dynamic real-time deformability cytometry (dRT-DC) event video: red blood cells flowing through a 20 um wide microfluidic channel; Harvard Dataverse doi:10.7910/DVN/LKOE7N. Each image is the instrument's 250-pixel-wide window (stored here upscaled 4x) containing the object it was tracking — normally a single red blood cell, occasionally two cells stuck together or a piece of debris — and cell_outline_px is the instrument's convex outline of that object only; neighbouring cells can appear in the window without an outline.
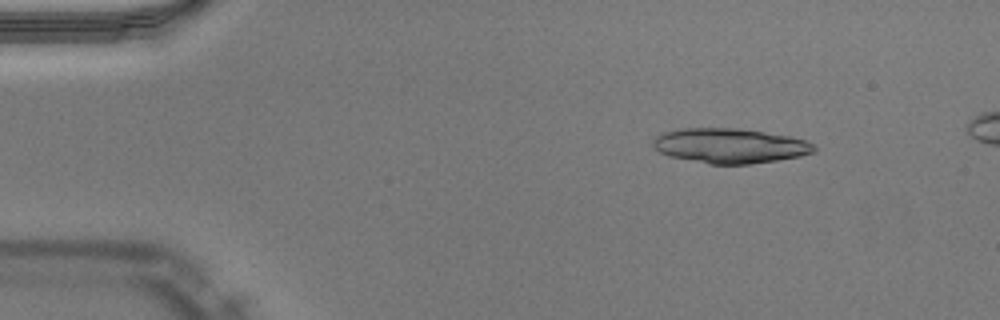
{"species": "Egyptian fruit bat (a non-hibernating species)", "species_latin": "Rousettus aegyptiacus", "temperature_condition": "warm", "stored_images_in_passage": 10, "camera_frame_rate_fps": 3000, "um_per_image_px": 0.085, "animal": {"sex": "male"}, "frame": {"image": 1, "passage_image": 7, "time_ms": 2.0, "image_size_px": [1000, 320], "cell_outline_px": [[816, 152], [800, 156], [752, 164], [708, 164], [668, 156], [660, 152], [652, 144], [652, 140], [656, 136], [664, 132], [680, 128], [740, 128], [788, 136], [804, 140], [816, 144]], "centroid_in_image_um": [62.04, 12.39], "position_along_channel_um": 23.0, "area_um2": 32.83}}